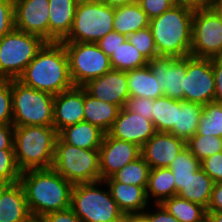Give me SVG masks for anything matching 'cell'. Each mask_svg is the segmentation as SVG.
Here are the masks:
<instances>
[{
	"instance_id": "55",
	"label": "cell",
	"mask_w": 222,
	"mask_h": 222,
	"mask_svg": "<svg viewBox=\"0 0 222 222\" xmlns=\"http://www.w3.org/2000/svg\"><path fill=\"white\" fill-rule=\"evenodd\" d=\"M212 7L222 18V0H215L212 2Z\"/></svg>"
},
{
	"instance_id": "22",
	"label": "cell",
	"mask_w": 222,
	"mask_h": 222,
	"mask_svg": "<svg viewBox=\"0 0 222 222\" xmlns=\"http://www.w3.org/2000/svg\"><path fill=\"white\" fill-rule=\"evenodd\" d=\"M30 214L22 185L11 184L0 199V222H24Z\"/></svg>"
},
{
	"instance_id": "10",
	"label": "cell",
	"mask_w": 222,
	"mask_h": 222,
	"mask_svg": "<svg viewBox=\"0 0 222 222\" xmlns=\"http://www.w3.org/2000/svg\"><path fill=\"white\" fill-rule=\"evenodd\" d=\"M68 57L70 76L74 86H83L88 81L112 70L110 58L96 43L62 42Z\"/></svg>"
},
{
	"instance_id": "41",
	"label": "cell",
	"mask_w": 222,
	"mask_h": 222,
	"mask_svg": "<svg viewBox=\"0 0 222 222\" xmlns=\"http://www.w3.org/2000/svg\"><path fill=\"white\" fill-rule=\"evenodd\" d=\"M124 108L152 121L153 99L130 96Z\"/></svg>"
},
{
	"instance_id": "46",
	"label": "cell",
	"mask_w": 222,
	"mask_h": 222,
	"mask_svg": "<svg viewBox=\"0 0 222 222\" xmlns=\"http://www.w3.org/2000/svg\"><path fill=\"white\" fill-rule=\"evenodd\" d=\"M154 206H156L157 209L154 212H150L149 210L143 212L149 222H179V220L171 215L162 204L154 203Z\"/></svg>"
},
{
	"instance_id": "25",
	"label": "cell",
	"mask_w": 222,
	"mask_h": 222,
	"mask_svg": "<svg viewBox=\"0 0 222 222\" xmlns=\"http://www.w3.org/2000/svg\"><path fill=\"white\" fill-rule=\"evenodd\" d=\"M149 23L150 19L137 1L115 8L113 28L119 34L128 36L138 30L147 28Z\"/></svg>"
},
{
	"instance_id": "28",
	"label": "cell",
	"mask_w": 222,
	"mask_h": 222,
	"mask_svg": "<svg viewBox=\"0 0 222 222\" xmlns=\"http://www.w3.org/2000/svg\"><path fill=\"white\" fill-rule=\"evenodd\" d=\"M204 105L177 100V127L171 132L185 141L194 136Z\"/></svg>"
},
{
	"instance_id": "39",
	"label": "cell",
	"mask_w": 222,
	"mask_h": 222,
	"mask_svg": "<svg viewBox=\"0 0 222 222\" xmlns=\"http://www.w3.org/2000/svg\"><path fill=\"white\" fill-rule=\"evenodd\" d=\"M0 124H13L11 79H0Z\"/></svg>"
},
{
	"instance_id": "35",
	"label": "cell",
	"mask_w": 222,
	"mask_h": 222,
	"mask_svg": "<svg viewBox=\"0 0 222 222\" xmlns=\"http://www.w3.org/2000/svg\"><path fill=\"white\" fill-rule=\"evenodd\" d=\"M196 134L222 138V103L214 101L204 105Z\"/></svg>"
},
{
	"instance_id": "43",
	"label": "cell",
	"mask_w": 222,
	"mask_h": 222,
	"mask_svg": "<svg viewBox=\"0 0 222 222\" xmlns=\"http://www.w3.org/2000/svg\"><path fill=\"white\" fill-rule=\"evenodd\" d=\"M137 2L150 20L160 16L175 5L174 0H137Z\"/></svg>"
},
{
	"instance_id": "6",
	"label": "cell",
	"mask_w": 222,
	"mask_h": 222,
	"mask_svg": "<svg viewBox=\"0 0 222 222\" xmlns=\"http://www.w3.org/2000/svg\"><path fill=\"white\" fill-rule=\"evenodd\" d=\"M52 168L73 185L101 180L99 149H83L56 141Z\"/></svg>"
},
{
	"instance_id": "30",
	"label": "cell",
	"mask_w": 222,
	"mask_h": 222,
	"mask_svg": "<svg viewBox=\"0 0 222 222\" xmlns=\"http://www.w3.org/2000/svg\"><path fill=\"white\" fill-rule=\"evenodd\" d=\"M161 204L179 222H203L207 218L205 207L177 195L165 199Z\"/></svg>"
},
{
	"instance_id": "2",
	"label": "cell",
	"mask_w": 222,
	"mask_h": 222,
	"mask_svg": "<svg viewBox=\"0 0 222 222\" xmlns=\"http://www.w3.org/2000/svg\"><path fill=\"white\" fill-rule=\"evenodd\" d=\"M31 214L47 215L71 206L73 184L53 168L22 171L19 179Z\"/></svg>"
},
{
	"instance_id": "7",
	"label": "cell",
	"mask_w": 222,
	"mask_h": 222,
	"mask_svg": "<svg viewBox=\"0 0 222 222\" xmlns=\"http://www.w3.org/2000/svg\"><path fill=\"white\" fill-rule=\"evenodd\" d=\"M14 126H53L54 95L11 79Z\"/></svg>"
},
{
	"instance_id": "34",
	"label": "cell",
	"mask_w": 222,
	"mask_h": 222,
	"mask_svg": "<svg viewBox=\"0 0 222 222\" xmlns=\"http://www.w3.org/2000/svg\"><path fill=\"white\" fill-rule=\"evenodd\" d=\"M174 174L176 195L182 189V185L201 168V162L189 151L187 147L172 160L168 167Z\"/></svg>"
},
{
	"instance_id": "18",
	"label": "cell",
	"mask_w": 222,
	"mask_h": 222,
	"mask_svg": "<svg viewBox=\"0 0 222 222\" xmlns=\"http://www.w3.org/2000/svg\"><path fill=\"white\" fill-rule=\"evenodd\" d=\"M186 147V141L167 132H156L142 147L141 156L151 169L168 168Z\"/></svg>"
},
{
	"instance_id": "4",
	"label": "cell",
	"mask_w": 222,
	"mask_h": 222,
	"mask_svg": "<svg viewBox=\"0 0 222 222\" xmlns=\"http://www.w3.org/2000/svg\"><path fill=\"white\" fill-rule=\"evenodd\" d=\"M58 132L54 126H14V152L22 171L53 166Z\"/></svg>"
},
{
	"instance_id": "50",
	"label": "cell",
	"mask_w": 222,
	"mask_h": 222,
	"mask_svg": "<svg viewBox=\"0 0 222 222\" xmlns=\"http://www.w3.org/2000/svg\"><path fill=\"white\" fill-rule=\"evenodd\" d=\"M175 5H183L192 9L208 8L212 6V0H174Z\"/></svg>"
},
{
	"instance_id": "15",
	"label": "cell",
	"mask_w": 222,
	"mask_h": 222,
	"mask_svg": "<svg viewBox=\"0 0 222 222\" xmlns=\"http://www.w3.org/2000/svg\"><path fill=\"white\" fill-rule=\"evenodd\" d=\"M140 156L141 148L136 144L110 137L105 133L99 148L101 180L110 178Z\"/></svg>"
},
{
	"instance_id": "20",
	"label": "cell",
	"mask_w": 222,
	"mask_h": 222,
	"mask_svg": "<svg viewBox=\"0 0 222 222\" xmlns=\"http://www.w3.org/2000/svg\"><path fill=\"white\" fill-rule=\"evenodd\" d=\"M123 214L143 213L149 205L147 186H135L117 181H103Z\"/></svg>"
},
{
	"instance_id": "12",
	"label": "cell",
	"mask_w": 222,
	"mask_h": 222,
	"mask_svg": "<svg viewBox=\"0 0 222 222\" xmlns=\"http://www.w3.org/2000/svg\"><path fill=\"white\" fill-rule=\"evenodd\" d=\"M214 95L215 80L212 59L187 56L183 101L206 105L214 102Z\"/></svg>"
},
{
	"instance_id": "21",
	"label": "cell",
	"mask_w": 222,
	"mask_h": 222,
	"mask_svg": "<svg viewBox=\"0 0 222 222\" xmlns=\"http://www.w3.org/2000/svg\"><path fill=\"white\" fill-rule=\"evenodd\" d=\"M76 7L74 0H49V42H61L69 34Z\"/></svg>"
},
{
	"instance_id": "5",
	"label": "cell",
	"mask_w": 222,
	"mask_h": 222,
	"mask_svg": "<svg viewBox=\"0 0 222 222\" xmlns=\"http://www.w3.org/2000/svg\"><path fill=\"white\" fill-rule=\"evenodd\" d=\"M102 183L100 180L73 186L70 208L82 222H114L124 215L109 189L99 188Z\"/></svg>"
},
{
	"instance_id": "48",
	"label": "cell",
	"mask_w": 222,
	"mask_h": 222,
	"mask_svg": "<svg viewBox=\"0 0 222 222\" xmlns=\"http://www.w3.org/2000/svg\"><path fill=\"white\" fill-rule=\"evenodd\" d=\"M46 216L47 222H82L71 208L49 213Z\"/></svg>"
},
{
	"instance_id": "31",
	"label": "cell",
	"mask_w": 222,
	"mask_h": 222,
	"mask_svg": "<svg viewBox=\"0 0 222 222\" xmlns=\"http://www.w3.org/2000/svg\"><path fill=\"white\" fill-rule=\"evenodd\" d=\"M152 122L156 132L171 133L177 127V100L164 95L153 100Z\"/></svg>"
},
{
	"instance_id": "27",
	"label": "cell",
	"mask_w": 222,
	"mask_h": 222,
	"mask_svg": "<svg viewBox=\"0 0 222 222\" xmlns=\"http://www.w3.org/2000/svg\"><path fill=\"white\" fill-rule=\"evenodd\" d=\"M214 182L202 169L197 170L177 193V196L198 203L207 209L212 195Z\"/></svg>"
},
{
	"instance_id": "24",
	"label": "cell",
	"mask_w": 222,
	"mask_h": 222,
	"mask_svg": "<svg viewBox=\"0 0 222 222\" xmlns=\"http://www.w3.org/2000/svg\"><path fill=\"white\" fill-rule=\"evenodd\" d=\"M120 109L118 105L103 102L92 97L84 89L83 121L91 123L107 133L118 117Z\"/></svg>"
},
{
	"instance_id": "17",
	"label": "cell",
	"mask_w": 222,
	"mask_h": 222,
	"mask_svg": "<svg viewBox=\"0 0 222 222\" xmlns=\"http://www.w3.org/2000/svg\"><path fill=\"white\" fill-rule=\"evenodd\" d=\"M156 133L153 122L122 107L112 127L110 137L132 142L140 148Z\"/></svg>"
},
{
	"instance_id": "56",
	"label": "cell",
	"mask_w": 222,
	"mask_h": 222,
	"mask_svg": "<svg viewBox=\"0 0 222 222\" xmlns=\"http://www.w3.org/2000/svg\"><path fill=\"white\" fill-rule=\"evenodd\" d=\"M11 185V183L0 180V199L3 192Z\"/></svg>"
},
{
	"instance_id": "1",
	"label": "cell",
	"mask_w": 222,
	"mask_h": 222,
	"mask_svg": "<svg viewBox=\"0 0 222 222\" xmlns=\"http://www.w3.org/2000/svg\"><path fill=\"white\" fill-rule=\"evenodd\" d=\"M17 80L54 96L74 87L64 44L46 42Z\"/></svg>"
},
{
	"instance_id": "40",
	"label": "cell",
	"mask_w": 222,
	"mask_h": 222,
	"mask_svg": "<svg viewBox=\"0 0 222 222\" xmlns=\"http://www.w3.org/2000/svg\"><path fill=\"white\" fill-rule=\"evenodd\" d=\"M14 28V0H0V39Z\"/></svg>"
},
{
	"instance_id": "23",
	"label": "cell",
	"mask_w": 222,
	"mask_h": 222,
	"mask_svg": "<svg viewBox=\"0 0 222 222\" xmlns=\"http://www.w3.org/2000/svg\"><path fill=\"white\" fill-rule=\"evenodd\" d=\"M104 135L99 127L85 121L67 126L58 133L65 143L83 149H99Z\"/></svg>"
},
{
	"instance_id": "59",
	"label": "cell",
	"mask_w": 222,
	"mask_h": 222,
	"mask_svg": "<svg viewBox=\"0 0 222 222\" xmlns=\"http://www.w3.org/2000/svg\"><path fill=\"white\" fill-rule=\"evenodd\" d=\"M203 222H210L207 218Z\"/></svg>"
},
{
	"instance_id": "51",
	"label": "cell",
	"mask_w": 222,
	"mask_h": 222,
	"mask_svg": "<svg viewBox=\"0 0 222 222\" xmlns=\"http://www.w3.org/2000/svg\"><path fill=\"white\" fill-rule=\"evenodd\" d=\"M100 1L110 7L116 8L119 6H124V5L134 3L137 0H100Z\"/></svg>"
},
{
	"instance_id": "3",
	"label": "cell",
	"mask_w": 222,
	"mask_h": 222,
	"mask_svg": "<svg viewBox=\"0 0 222 222\" xmlns=\"http://www.w3.org/2000/svg\"><path fill=\"white\" fill-rule=\"evenodd\" d=\"M194 9L174 5L149 23L159 56H190Z\"/></svg>"
},
{
	"instance_id": "42",
	"label": "cell",
	"mask_w": 222,
	"mask_h": 222,
	"mask_svg": "<svg viewBox=\"0 0 222 222\" xmlns=\"http://www.w3.org/2000/svg\"><path fill=\"white\" fill-rule=\"evenodd\" d=\"M201 168L212 178L214 183L222 182V153L213 154L201 161Z\"/></svg>"
},
{
	"instance_id": "19",
	"label": "cell",
	"mask_w": 222,
	"mask_h": 222,
	"mask_svg": "<svg viewBox=\"0 0 222 222\" xmlns=\"http://www.w3.org/2000/svg\"><path fill=\"white\" fill-rule=\"evenodd\" d=\"M84 118V88L74 86L54 96L53 126L59 133Z\"/></svg>"
},
{
	"instance_id": "32",
	"label": "cell",
	"mask_w": 222,
	"mask_h": 222,
	"mask_svg": "<svg viewBox=\"0 0 222 222\" xmlns=\"http://www.w3.org/2000/svg\"><path fill=\"white\" fill-rule=\"evenodd\" d=\"M113 70L130 71L148 65L149 61L127 39L109 56Z\"/></svg>"
},
{
	"instance_id": "58",
	"label": "cell",
	"mask_w": 222,
	"mask_h": 222,
	"mask_svg": "<svg viewBox=\"0 0 222 222\" xmlns=\"http://www.w3.org/2000/svg\"><path fill=\"white\" fill-rule=\"evenodd\" d=\"M74 1L78 4V3L91 2L93 0H74Z\"/></svg>"
},
{
	"instance_id": "8",
	"label": "cell",
	"mask_w": 222,
	"mask_h": 222,
	"mask_svg": "<svg viewBox=\"0 0 222 222\" xmlns=\"http://www.w3.org/2000/svg\"><path fill=\"white\" fill-rule=\"evenodd\" d=\"M115 8L100 0L78 3L69 34L61 42L96 43L113 32Z\"/></svg>"
},
{
	"instance_id": "53",
	"label": "cell",
	"mask_w": 222,
	"mask_h": 222,
	"mask_svg": "<svg viewBox=\"0 0 222 222\" xmlns=\"http://www.w3.org/2000/svg\"><path fill=\"white\" fill-rule=\"evenodd\" d=\"M24 222H47L46 216L30 214Z\"/></svg>"
},
{
	"instance_id": "26",
	"label": "cell",
	"mask_w": 222,
	"mask_h": 222,
	"mask_svg": "<svg viewBox=\"0 0 222 222\" xmlns=\"http://www.w3.org/2000/svg\"><path fill=\"white\" fill-rule=\"evenodd\" d=\"M130 96L155 100L164 95L149 65L127 71Z\"/></svg>"
},
{
	"instance_id": "16",
	"label": "cell",
	"mask_w": 222,
	"mask_h": 222,
	"mask_svg": "<svg viewBox=\"0 0 222 222\" xmlns=\"http://www.w3.org/2000/svg\"><path fill=\"white\" fill-rule=\"evenodd\" d=\"M92 97L118 105L120 108L125 106L130 97L127 84V72L111 70L104 75L88 81L82 86Z\"/></svg>"
},
{
	"instance_id": "14",
	"label": "cell",
	"mask_w": 222,
	"mask_h": 222,
	"mask_svg": "<svg viewBox=\"0 0 222 222\" xmlns=\"http://www.w3.org/2000/svg\"><path fill=\"white\" fill-rule=\"evenodd\" d=\"M148 65L155 75L164 96L183 101L186 57L158 56L149 61Z\"/></svg>"
},
{
	"instance_id": "37",
	"label": "cell",
	"mask_w": 222,
	"mask_h": 222,
	"mask_svg": "<svg viewBox=\"0 0 222 222\" xmlns=\"http://www.w3.org/2000/svg\"><path fill=\"white\" fill-rule=\"evenodd\" d=\"M127 40L135 46L137 50L148 60L151 61L158 57L157 48L150 27L138 30L127 36Z\"/></svg>"
},
{
	"instance_id": "13",
	"label": "cell",
	"mask_w": 222,
	"mask_h": 222,
	"mask_svg": "<svg viewBox=\"0 0 222 222\" xmlns=\"http://www.w3.org/2000/svg\"><path fill=\"white\" fill-rule=\"evenodd\" d=\"M15 28L49 42V0H14Z\"/></svg>"
},
{
	"instance_id": "47",
	"label": "cell",
	"mask_w": 222,
	"mask_h": 222,
	"mask_svg": "<svg viewBox=\"0 0 222 222\" xmlns=\"http://www.w3.org/2000/svg\"><path fill=\"white\" fill-rule=\"evenodd\" d=\"M14 125L0 124V150L14 149Z\"/></svg>"
},
{
	"instance_id": "52",
	"label": "cell",
	"mask_w": 222,
	"mask_h": 222,
	"mask_svg": "<svg viewBox=\"0 0 222 222\" xmlns=\"http://www.w3.org/2000/svg\"><path fill=\"white\" fill-rule=\"evenodd\" d=\"M128 222H149L143 213L128 214Z\"/></svg>"
},
{
	"instance_id": "9",
	"label": "cell",
	"mask_w": 222,
	"mask_h": 222,
	"mask_svg": "<svg viewBox=\"0 0 222 222\" xmlns=\"http://www.w3.org/2000/svg\"><path fill=\"white\" fill-rule=\"evenodd\" d=\"M46 43L41 37L14 28L0 39V79H18Z\"/></svg>"
},
{
	"instance_id": "38",
	"label": "cell",
	"mask_w": 222,
	"mask_h": 222,
	"mask_svg": "<svg viewBox=\"0 0 222 222\" xmlns=\"http://www.w3.org/2000/svg\"><path fill=\"white\" fill-rule=\"evenodd\" d=\"M21 173L14 149L0 150V180L11 184L18 183Z\"/></svg>"
},
{
	"instance_id": "44",
	"label": "cell",
	"mask_w": 222,
	"mask_h": 222,
	"mask_svg": "<svg viewBox=\"0 0 222 222\" xmlns=\"http://www.w3.org/2000/svg\"><path fill=\"white\" fill-rule=\"evenodd\" d=\"M126 39V35L113 31L96 42V44L107 56H110Z\"/></svg>"
},
{
	"instance_id": "54",
	"label": "cell",
	"mask_w": 222,
	"mask_h": 222,
	"mask_svg": "<svg viewBox=\"0 0 222 222\" xmlns=\"http://www.w3.org/2000/svg\"><path fill=\"white\" fill-rule=\"evenodd\" d=\"M207 219L210 222H222V212H207Z\"/></svg>"
},
{
	"instance_id": "57",
	"label": "cell",
	"mask_w": 222,
	"mask_h": 222,
	"mask_svg": "<svg viewBox=\"0 0 222 222\" xmlns=\"http://www.w3.org/2000/svg\"><path fill=\"white\" fill-rule=\"evenodd\" d=\"M114 222H128V214H124L121 218Z\"/></svg>"
},
{
	"instance_id": "49",
	"label": "cell",
	"mask_w": 222,
	"mask_h": 222,
	"mask_svg": "<svg viewBox=\"0 0 222 222\" xmlns=\"http://www.w3.org/2000/svg\"><path fill=\"white\" fill-rule=\"evenodd\" d=\"M207 212H222V182L214 183Z\"/></svg>"
},
{
	"instance_id": "11",
	"label": "cell",
	"mask_w": 222,
	"mask_h": 222,
	"mask_svg": "<svg viewBox=\"0 0 222 222\" xmlns=\"http://www.w3.org/2000/svg\"><path fill=\"white\" fill-rule=\"evenodd\" d=\"M190 55L209 59L222 57V18L212 6L194 9Z\"/></svg>"
},
{
	"instance_id": "36",
	"label": "cell",
	"mask_w": 222,
	"mask_h": 222,
	"mask_svg": "<svg viewBox=\"0 0 222 222\" xmlns=\"http://www.w3.org/2000/svg\"><path fill=\"white\" fill-rule=\"evenodd\" d=\"M221 143L222 138L195 133L186 141V147L201 162L205 158L221 152Z\"/></svg>"
},
{
	"instance_id": "33",
	"label": "cell",
	"mask_w": 222,
	"mask_h": 222,
	"mask_svg": "<svg viewBox=\"0 0 222 222\" xmlns=\"http://www.w3.org/2000/svg\"><path fill=\"white\" fill-rule=\"evenodd\" d=\"M150 170L148 163L140 156L103 181H117L135 186H147Z\"/></svg>"
},
{
	"instance_id": "29",
	"label": "cell",
	"mask_w": 222,
	"mask_h": 222,
	"mask_svg": "<svg viewBox=\"0 0 222 222\" xmlns=\"http://www.w3.org/2000/svg\"><path fill=\"white\" fill-rule=\"evenodd\" d=\"M148 200L154 198L155 204H161L165 199L176 196L174 174L169 168H154L150 170L146 187Z\"/></svg>"
},
{
	"instance_id": "45",
	"label": "cell",
	"mask_w": 222,
	"mask_h": 222,
	"mask_svg": "<svg viewBox=\"0 0 222 222\" xmlns=\"http://www.w3.org/2000/svg\"><path fill=\"white\" fill-rule=\"evenodd\" d=\"M212 69L215 80L214 101L222 103V57L212 58Z\"/></svg>"
}]
</instances>
